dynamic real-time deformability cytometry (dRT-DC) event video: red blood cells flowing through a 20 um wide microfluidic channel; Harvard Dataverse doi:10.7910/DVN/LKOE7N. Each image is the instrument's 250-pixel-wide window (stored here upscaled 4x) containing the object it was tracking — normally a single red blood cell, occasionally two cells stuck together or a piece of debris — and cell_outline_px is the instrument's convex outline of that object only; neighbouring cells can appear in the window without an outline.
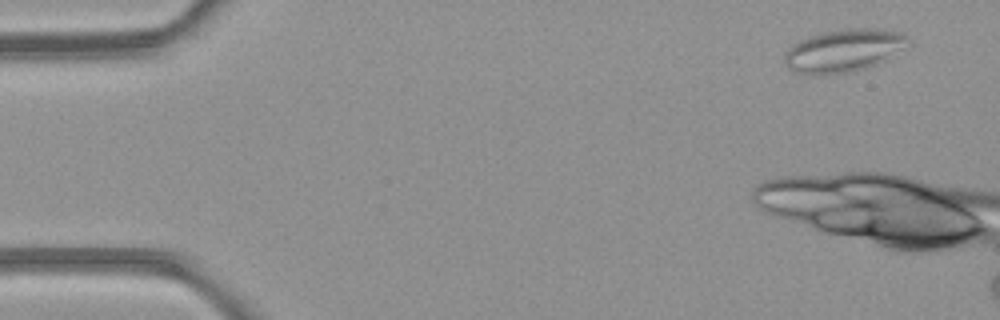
{"species": "common noctule bat (a hibernating species)", "species_latin": "Nyctalus noctula", "temperature_condition": "room temperature", "stored_images_in_passage": 4, "camera_frame_rate_fps": 3000, "um_per_image_px": 0.085, "animal": {"sex": "female", "body_mass_g": 21.9}, "frame": {"image": 1, "passage_image": 2, "time_ms": 1.0, "image_size_px": [1000, 320], "cell_outline_px": [[908, 40], [900, 48], [876, 64], [868, 68], [848, 72], [792, 72], [784, 64], [784, 56], [788, 48], [792, 44], [800, 40], [824, 32], [852, 28], [880, 28], [900, 32], [908, 36]], "centroid_in_image_um": [71.67, 4.26], "position_along_channel_um": 13.3, "area_um2": 29.71}}